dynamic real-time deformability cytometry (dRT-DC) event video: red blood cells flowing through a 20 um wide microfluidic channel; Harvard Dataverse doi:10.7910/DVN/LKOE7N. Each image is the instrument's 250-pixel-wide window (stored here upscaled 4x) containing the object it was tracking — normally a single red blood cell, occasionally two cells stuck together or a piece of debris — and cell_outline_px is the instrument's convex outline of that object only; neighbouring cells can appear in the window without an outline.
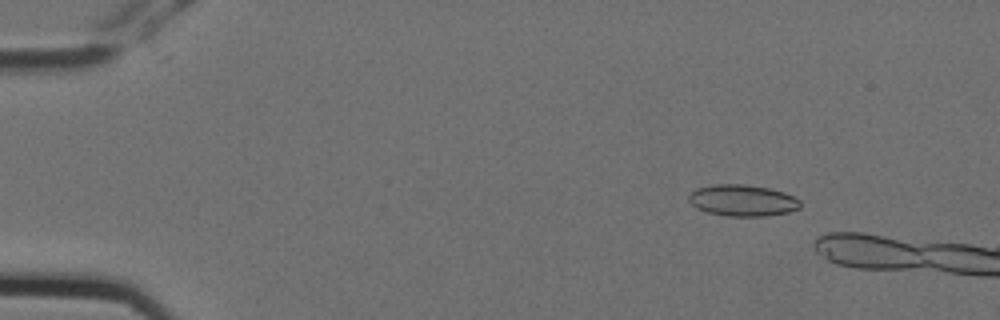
{"species": "Egyptian fruit bat (a non-hibernating species)", "species_latin": "Rousettus aegyptiacus", "temperature_condition": "cold", "stored_images_in_passage": 6, "camera_frame_rate_fps": 3000, "um_per_image_px": 0.085, "animal": {"sex": "female"}, "frame": {"image": 1, "passage_image": 3, "time_ms": 0.667, "image_size_px": [1000, 320], "cell_outline_px": [[800, 208], [788, 212], [768, 216], [728, 216], [708, 212], [696, 208], [688, 200], [688, 196], [696, 188], [712, 184], [744, 184], [768, 188], [784, 192], [800, 200]], "centroid_in_image_um": [63.11, 17.03], "position_along_channel_um": 21.9, "area_um2": 20.46}}